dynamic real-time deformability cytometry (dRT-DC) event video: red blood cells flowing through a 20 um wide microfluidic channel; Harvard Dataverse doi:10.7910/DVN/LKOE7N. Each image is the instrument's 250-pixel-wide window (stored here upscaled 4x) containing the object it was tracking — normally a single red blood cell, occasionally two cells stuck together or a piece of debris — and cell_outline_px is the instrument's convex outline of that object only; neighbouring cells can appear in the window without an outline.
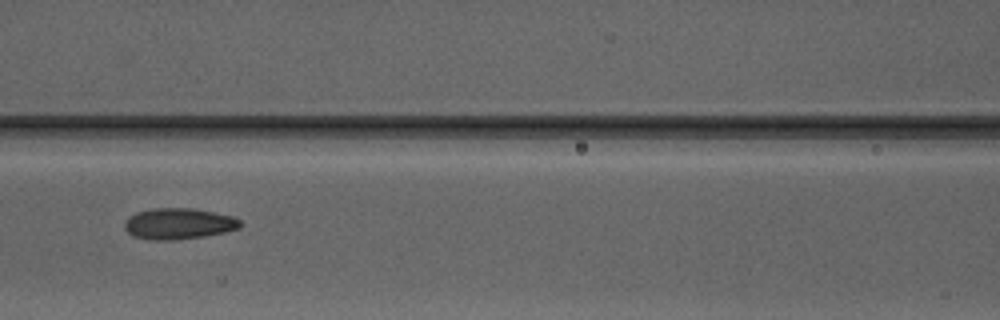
{"species": "Egyptian fruit bat (a non-hibernating species)", "species_latin": "Rousettus aegyptiacus", "temperature_condition": "warm", "stored_images_in_passage": 7, "camera_frame_rate_fps": 3000, "um_per_image_px": 0.085, "animal": {"sex": "male"}, "frame": {"image": 1, "passage_image": 7, "time_ms": 7.0, "image_size_px": [1000, 320], "cell_outline_px": [[240, 228], [224, 232], [204, 236], [172, 240], [152, 240], [132, 236], [124, 228], [124, 224], [128, 216], [136, 212], [152, 208], [192, 208], [236, 216], [240, 220]], "centroid_in_image_um": [15.17, 19.0], "position_along_channel_um": 151.4, "area_um2": 21.1}}